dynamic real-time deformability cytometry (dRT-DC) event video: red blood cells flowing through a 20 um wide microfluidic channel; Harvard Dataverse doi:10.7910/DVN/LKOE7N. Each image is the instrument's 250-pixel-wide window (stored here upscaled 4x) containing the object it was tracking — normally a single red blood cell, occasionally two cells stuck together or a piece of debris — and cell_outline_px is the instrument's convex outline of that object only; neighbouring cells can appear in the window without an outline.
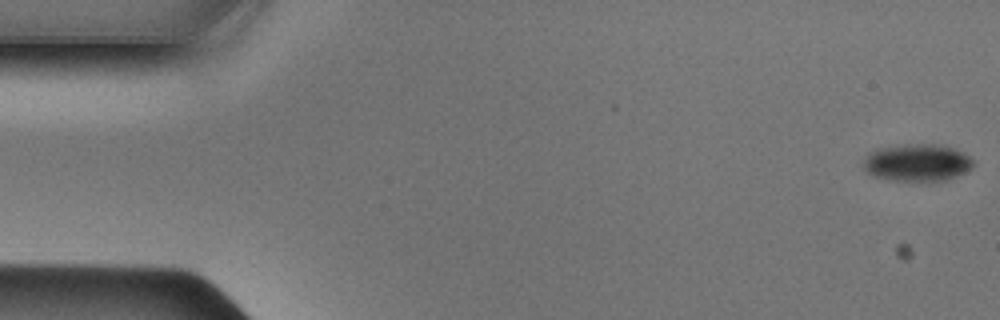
{"species": "Egyptian fruit bat (a non-hibernating species)", "species_latin": "Rousettus aegyptiacus", "temperature_condition": "cold", "stored_images_in_passage": 49, "camera_frame_rate_fps": 3000, "um_per_image_px": 0.085, "animal": {"sex": "male"}, "frame": {"image": 1, "passage_image": 1, "time_ms": 0.0, "image_size_px": [1000, 320], "cell_outline_px": [[976, 164], [972, 168], [956, 176], [944, 180], [888, 180], [872, 176], [864, 168], [864, 156], [868, 152], [876, 148], [904, 144], [940, 144], [956, 148], [964, 152], [976, 160]], "centroid_in_image_um": [77.98, 13.79], "position_along_channel_um": 7.0, "area_um2": 24.28}}
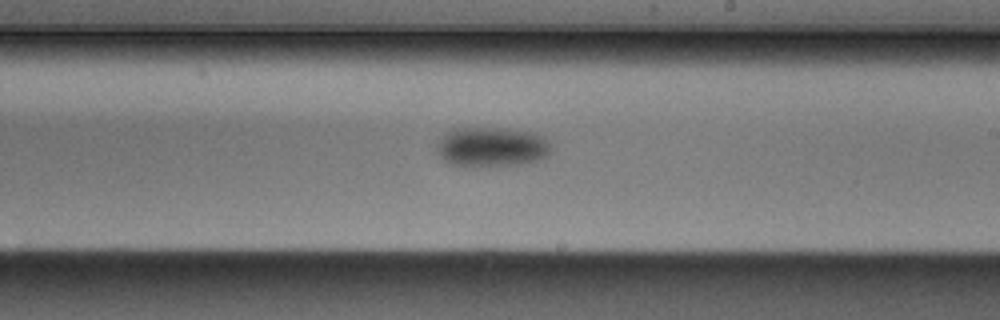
{"frame": {"image": 2, "passage_image": 28, "time_ms": 9.0, "image_size_px": [1000, 320], "cell_outline_px": [[552, 152], [540, 160], [528, 164], [492, 168], [468, 168], [448, 164], [436, 152], [436, 144], [448, 132], [456, 128], [504, 128], [532, 132], [544, 136], [552, 144]], "centroid_in_image_um": [41.83, 12.55], "position_along_channel_um": 247.2, "area_um2": 27.69}}
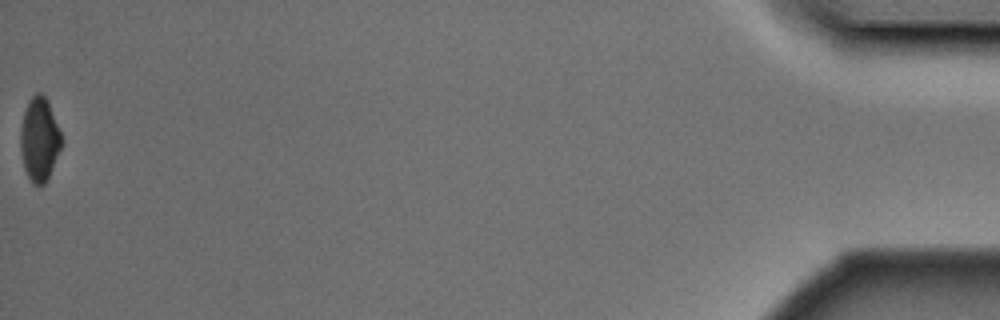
{"frame": {"image": 3, "passage_image": 49, "time_ms": 16.0, "image_size_px": [1000, 320], "cell_outline_px": [[64, 144], [44, 184], [32, 184], [24, 168], [20, 148], [20, 128], [24, 112], [28, 100], [36, 92], [40, 92], [44, 96], [48, 104], [60, 132]], "centroid_in_image_um": [3.34, 11.85], "position_along_channel_um": 431.9, "area_um2": 19.83}}